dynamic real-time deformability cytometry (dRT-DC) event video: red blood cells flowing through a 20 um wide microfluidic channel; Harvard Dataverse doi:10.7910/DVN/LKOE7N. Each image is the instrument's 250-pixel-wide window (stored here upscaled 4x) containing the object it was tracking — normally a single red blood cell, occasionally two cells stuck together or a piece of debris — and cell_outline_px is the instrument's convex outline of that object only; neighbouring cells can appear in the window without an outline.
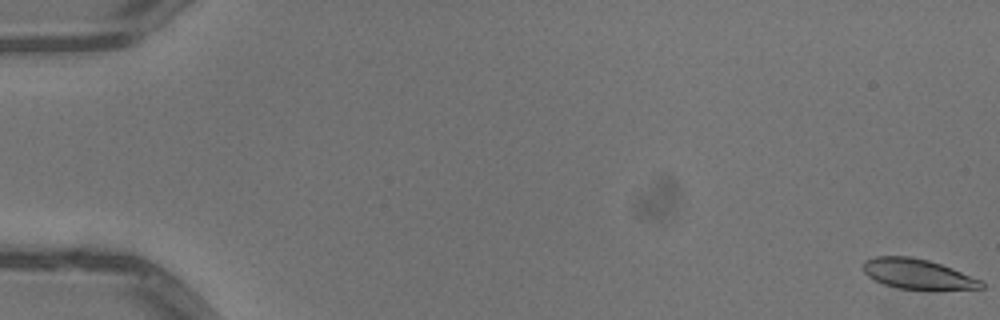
{"species": "common noctule bat (a hibernating species)", "species_latin": "Nyctalus noctula", "temperature_condition": "warm", "stored_images_in_passage": 53, "camera_frame_rate_fps": 3000, "um_per_image_px": 0.085, "animal": {"sex": "male", "body_mass_g": 13.3}, "frame": {"image": 1, "passage_image": 1, "time_ms": 0.0, "image_size_px": [1000, 320], "cell_outline_px": [[984, 288], [928, 292], [900, 288], [884, 284], [868, 276], [864, 272], [864, 260], [876, 256], [912, 256], [928, 260], [952, 268], [980, 280], [984, 284]], "centroid_in_image_um": [78.04, 23.33], "position_along_channel_um": 7.0, "area_um2": 21.21}}
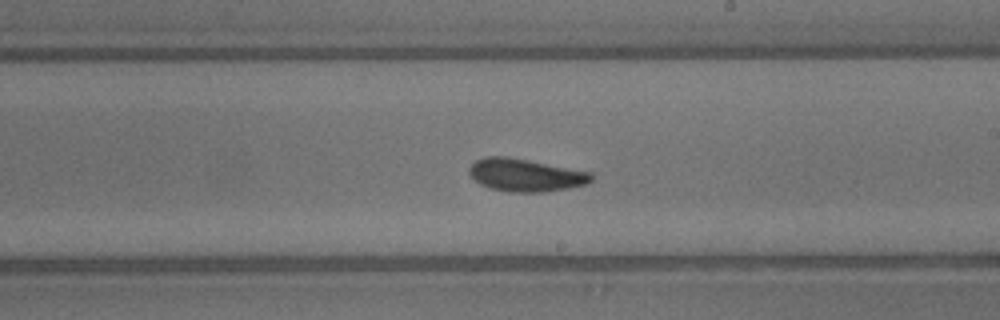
{"frame": {"image": 2, "passage_image": 32, "time_ms": 10.333, "image_size_px": [1000, 320], "cell_outline_px": [[592, 180], [588, 184], [568, 188], [544, 192], [508, 192], [488, 188], [480, 184], [468, 172], [468, 168], [476, 160], [484, 156], [504, 156], [592, 172]], "centroid_in_image_um": [44.65, 14.89], "position_along_channel_um": 244.3, "area_um2": 23.24}}
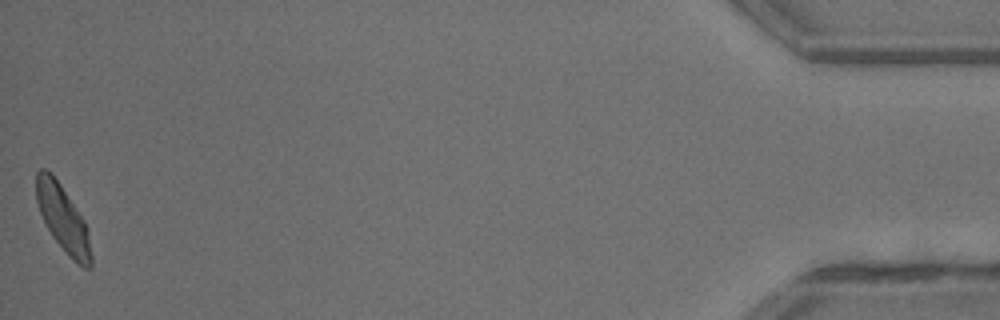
{"frame": {"image": 3, "passage_image": 53, "time_ms": 17.333, "image_size_px": [1000, 320], "cell_outline_px": [[92, 268], [84, 268], [76, 264], [68, 256], [52, 236], [40, 212], [36, 200], [36, 172], [40, 168], [44, 168], [52, 172], [84, 220], [88, 232], [92, 256]], "centroid_in_image_um": [5.36, 18.6], "position_along_channel_um": 429.8, "area_um2": 21.21}, "authors_computed_cell_mechanics": {"area_um2": 22.1374, "velocity_mm_per_s": 4.0289, "shape_relaxation_time_tau1_ms": 3.7859, "shape_relaxation_time_tau2_ms": 3.6235, "deformation_change_tau1": 0.1256, "deformation_change_tau2": 0.1035}}